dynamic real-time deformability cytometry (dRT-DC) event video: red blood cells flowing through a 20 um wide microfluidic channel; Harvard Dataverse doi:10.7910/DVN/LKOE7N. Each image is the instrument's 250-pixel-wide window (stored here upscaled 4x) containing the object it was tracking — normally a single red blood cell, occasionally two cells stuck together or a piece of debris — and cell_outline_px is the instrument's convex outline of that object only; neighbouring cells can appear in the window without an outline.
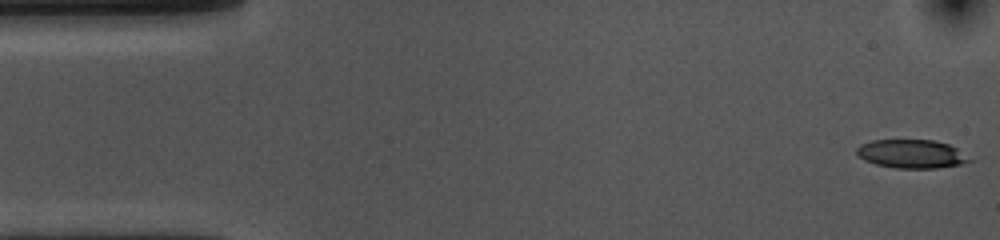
{"species": "common noctule bat (a hibernating species)", "species_latin": "Nyctalus noctula", "temperature_condition": "cold", "stored_images_in_passage": 54, "camera_frame_rate_fps": 3000, "um_per_image_px": 0.085, "animal": {"sex": "female", "body_mass_g": 10.0, "forearm_length_mm": 53.1}, "frame": {"image": 1, "passage_image": 1, "time_ms": 0.0, "image_size_px": [1000, 240], "cell_outline_px": [[976, 160], [960, 164], [936, 168], [896, 168], [876, 164], [864, 160], [856, 152], [856, 148], [860, 144], [872, 140], [932, 140], [948, 144], [956, 148]], "centroid_in_image_um": [77.5, 13.08], "position_along_channel_um": 7.5, "area_um2": 18.79}}
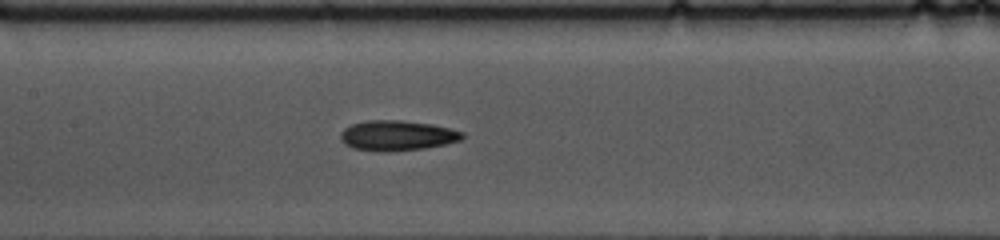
{"frame": {"image": 2, "passage_image": 24, "time_ms": 7.667, "image_size_px": [1000, 240], "cell_outline_px": [[464, 136], [460, 140], [444, 144], [424, 148], [388, 152], [380, 152], [352, 148], [344, 144], [340, 140], [340, 132], [344, 128], [352, 124], [368, 120], [400, 120], [432, 124], [464, 132]], "centroid_in_image_um": [33.71, 11.52], "position_along_channel_um": 173.7, "area_um2": 21.5}}
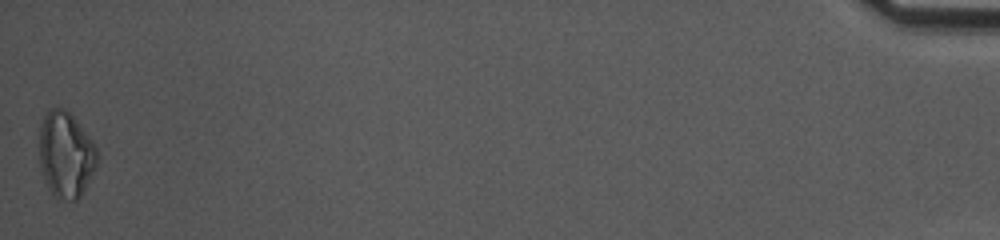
{"frame": {"image": 3, "passage_image": 54, "time_ms": 17.667, "image_size_px": [1000, 240], "cell_outline_px": [[96, 164], [80, 196], [76, 200], [72, 200], [52, 196], [44, 180], [40, 164], [40, 128], [44, 116], [52, 108], [64, 108], [72, 116], [92, 140], [96, 148]], "centroid_in_image_um": [5.56, 13.15], "position_along_channel_um": 429.6, "area_um2": 28.26}, "authors_computed_cell_mechanics": {"area_um2": 20.2011, "velocity_mm_per_s": 3.5965, "shape_relaxation_time_tau1_ms": 3.1097, "shape_relaxation_time_tau2_ms": 8.7612, "deformation_change_tau1": 0.1265, "deformation_change_tau2": 0.2002}}